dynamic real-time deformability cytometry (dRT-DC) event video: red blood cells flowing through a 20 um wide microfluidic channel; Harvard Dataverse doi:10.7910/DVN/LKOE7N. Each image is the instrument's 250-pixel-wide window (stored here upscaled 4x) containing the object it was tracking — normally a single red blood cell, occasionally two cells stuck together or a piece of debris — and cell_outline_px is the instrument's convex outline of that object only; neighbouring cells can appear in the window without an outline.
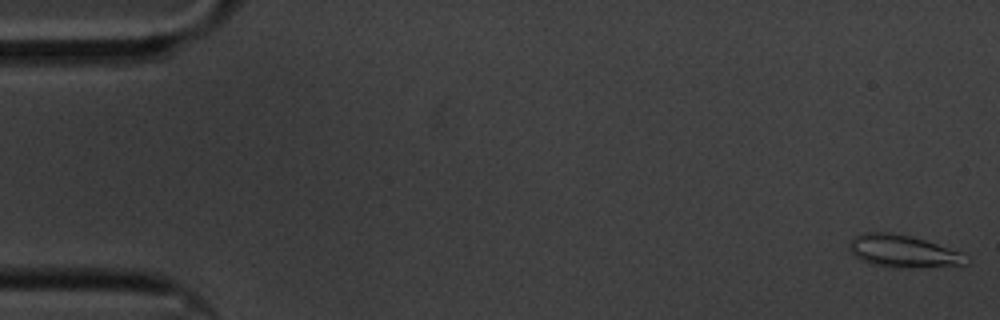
{"species": "common noctule bat (a hibernating species)", "species_latin": "Nyctalus noctula", "temperature_condition": "cold", "stored_images_in_passage": 59, "camera_frame_rate_fps": 3000, "um_per_image_px": 0.085, "animal": {"sex": "male", "body_mass_g": 20.1, "forearm_length_mm": 53.5}, "frame": {"image": 1, "passage_image": 1, "time_ms": 0.0, "image_size_px": [1000, 320], "cell_outline_px": [[972, 264], [960, 268], [868, 264], [860, 260], [848, 248], [848, 244], [856, 236], [868, 232], [888, 232], [908, 236], [924, 240], [960, 252], [972, 260]], "centroid_in_image_um": [76.89, 21.37], "position_along_channel_um": 8.1, "area_um2": 21.85}}
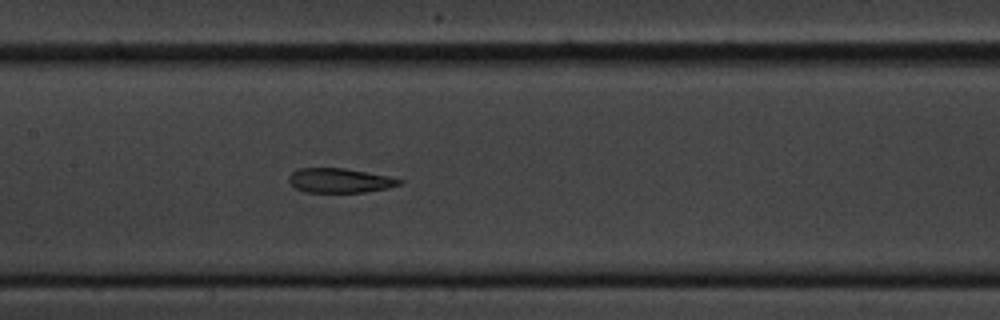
{"frame": {"image": 2, "passage_image": 28, "time_ms": 9.0, "image_size_px": [1000, 320], "cell_outline_px": [[404, 180], [400, 184], [388, 188], [364, 192], [304, 192], [296, 188], [288, 180], [288, 176], [292, 172], [300, 168], [344, 168], [388, 176]], "centroid_in_image_um": [28.87, 15.34], "position_along_channel_um": 178.5, "area_um2": 15.66}}
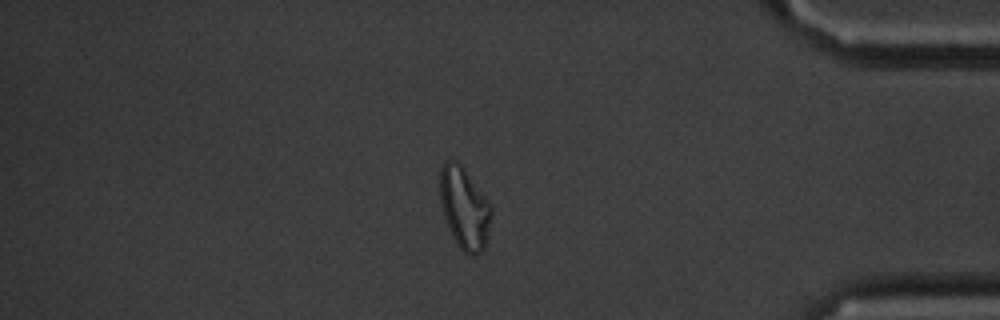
{"frame": {"image": 3, "passage_image": 50, "time_ms": 16.333, "image_size_px": [1000, 320], "cell_outline_px": [[492, 216], [488, 236], [484, 248], [480, 252], [472, 256], [464, 252], [456, 244], [452, 236], [444, 216], [440, 204], [440, 168], [448, 160], [456, 160], [464, 168], [488, 200], [492, 208]], "centroid_in_image_um": [39.48, 17.7], "position_along_channel_um": 395.7, "area_um2": 24.51}, "authors_computed_cell_mechanics": {"area_um2": 18.1492, "velocity_mm_per_s": 3.3832, "shape_relaxation_time_tau1_ms": null, "shape_relaxation_time_tau2_ms": 4.3427, "deformation_change_tau1": null, "deformation_change_tau2": 0.1196}}